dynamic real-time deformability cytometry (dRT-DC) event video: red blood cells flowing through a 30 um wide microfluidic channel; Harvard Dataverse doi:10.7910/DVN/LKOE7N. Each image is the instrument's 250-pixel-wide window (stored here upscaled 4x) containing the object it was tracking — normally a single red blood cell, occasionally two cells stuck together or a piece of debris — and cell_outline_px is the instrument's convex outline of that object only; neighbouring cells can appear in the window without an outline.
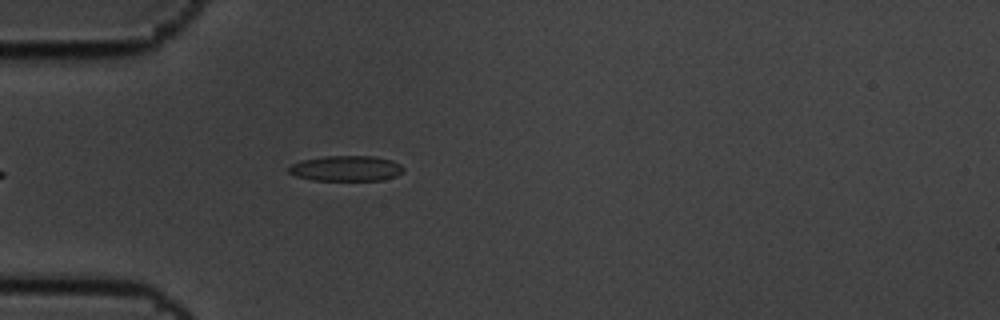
{"species": "common noctule bat (a hibernating species)", "species_latin": "Nyctalus noctula", "temperature_condition": "cold", "stored_images_in_passage": 6, "camera_frame_rate_fps": 3000, "um_per_image_px": 0.085, "animal": {"sex": "male", "body_mass_g": 19.5, "forearm_length_mm": 54.6}, "frame": {"image": 1, "passage_image": 6, "time_ms": 1.667, "image_size_px": [1000, 320], "cell_outline_px": [[404, 168], [396, 176], [384, 180], [312, 180], [296, 176], [288, 172], [288, 168], [292, 164], [300, 160], [324, 156], [372, 156], [392, 160], [400, 164]], "centroid_in_image_um": [29.4, 14.31], "position_along_channel_um": 55.6, "area_um2": 16.99}}